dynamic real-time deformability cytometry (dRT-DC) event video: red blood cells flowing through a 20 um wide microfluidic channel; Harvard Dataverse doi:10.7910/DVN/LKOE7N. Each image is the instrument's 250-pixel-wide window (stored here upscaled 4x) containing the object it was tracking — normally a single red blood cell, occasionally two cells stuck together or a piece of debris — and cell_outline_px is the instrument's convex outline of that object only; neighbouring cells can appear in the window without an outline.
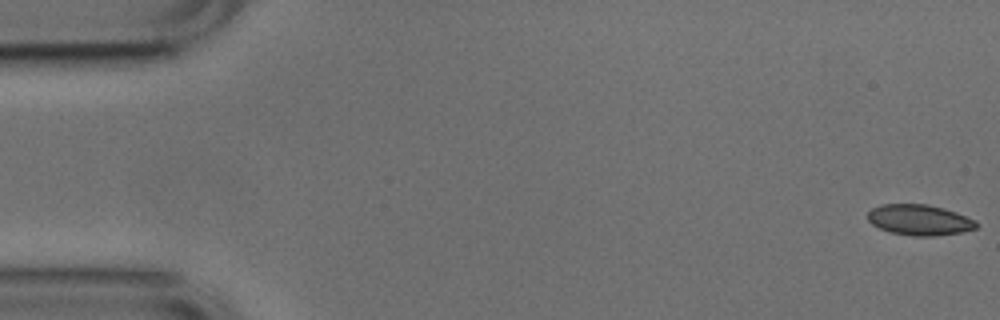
{"species": "common noctule bat (a hibernating species)", "species_latin": "Nyctalus noctula", "temperature_condition": "cold", "stored_images_in_passage": 53, "camera_frame_rate_fps": 3000, "um_per_image_px": 0.085, "animal": {"sex": "male", "body_mass_g": 17.9, "forearm_length_mm": 54.2}, "frame": {"image": 1, "passage_image": 1, "time_ms": 0.0, "image_size_px": [1000, 320], "cell_outline_px": [[980, 224], [976, 228], [964, 232], [932, 236], [912, 236], [892, 232], [880, 228], [872, 224], [868, 220], [868, 212], [872, 208], [880, 204], [928, 204], [944, 208], [956, 212], [976, 220]], "centroid_in_image_um": [78.19, 18.69], "position_along_channel_um": 6.8, "area_um2": 19.54}}
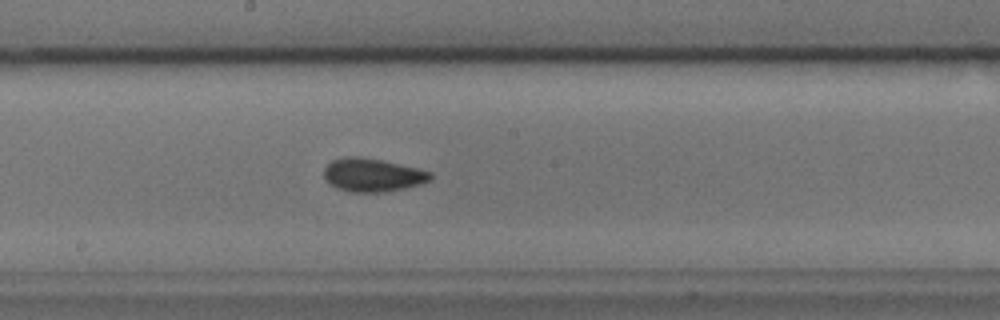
{"frame": {"image": 2, "passage_image": 28, "time_ms": 9.0, "image_size_px": [1000, 320], "cell_outline_px": [[432, 180], [420, 184], [404, 188], [384, 192], [348, 192], [336, 188], [328, 184], [324, 180], [324, 168], [332, 160], [344, 156], [360, 156], [380, 160], [416, 168], [432, 172]], "centroid_in_image_um": [31.62, 14.88], "position_along_channel_um": 216.6, "area_um2": 20.81}}
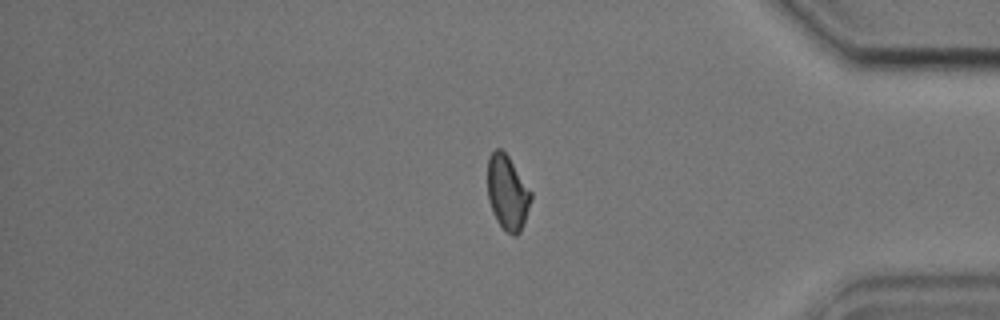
{"frame": {"image": 3, "passage_image": 44, "time_ms": 14.333, "image_size_px": [1000, 320], "cell_outline_px": [[532, 200], [520, 232], [516, 236], [512, 236], [496, 220], [492, 212], [488, 200], [488, 156], [496, 148], [500, 148], [508, 156], [532, 192]], "centroid_in_image_um": [43.13, 16.37], "position_along_channel_um": 392.1, "area_um2": 18.84}, "authors_computed_cell_mechanics": {"area_um2": 19.4786, "velocity_mm_per_s": 3.7848, "shape_relaxation_time_tau1_ms": 3.3619, "shape_relaxation_time_tau2_ms": 3.8959, "deformation_change_tau1": 0.0814, "deformation_change_tau2": 0.0631}}